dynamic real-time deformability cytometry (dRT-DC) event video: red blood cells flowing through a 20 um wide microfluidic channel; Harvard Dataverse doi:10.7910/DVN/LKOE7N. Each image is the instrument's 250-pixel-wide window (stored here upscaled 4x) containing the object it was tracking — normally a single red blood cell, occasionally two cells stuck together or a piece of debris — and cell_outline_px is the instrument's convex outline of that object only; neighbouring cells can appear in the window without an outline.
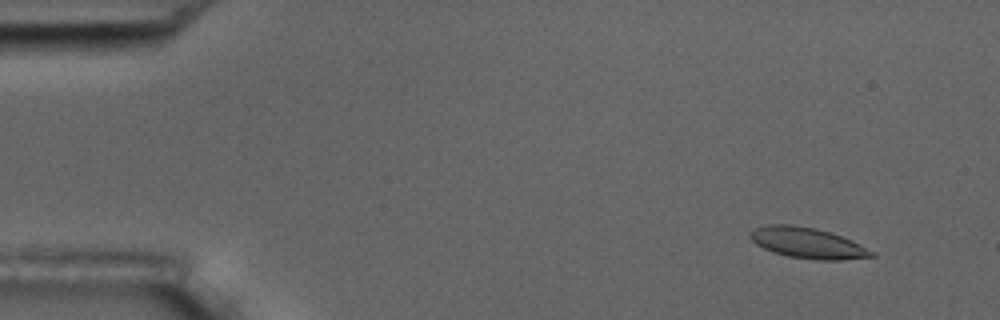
{"species": "common noctule bat (a hibernating species)", "species_latin": "Nyctalus noctula", "temperature_condition": "room temperature", "stored_images_in_passage": 6, "camera_frame_rate_fps": 3000, "um_per_image_px": 0.085, "animal": {"sex": "male", "body_mass_g": 17.5, "forearm_length_mm": 52.3}, "frame": {"image": 1, "passage_image": 1, "time_ms": 0.0, "image_size_px": [1000, 320], "cell_outline_px": [[876, 256], [840, 260], [816, 260], [788, 256], [772, 252], [756, 244], [748, 236], [756, 228], [768, 224], [792, 224], [816, 228], [852, 240], [876, 252]], "centroid_in_image_um": [68.66, 20.66], "position_along_channel_um": 16.3, "area_um2": 21.73}}
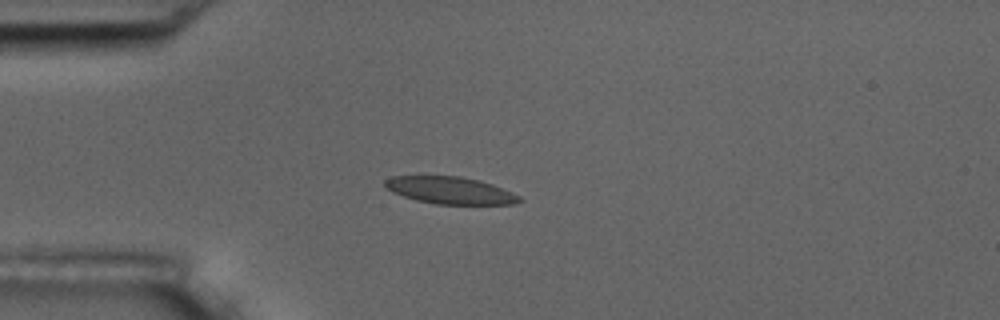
{"frame": {"image": 2, "passage_image": 4, "time_ms": 1.0, "image_size_px": [1000, 320], "cell_outline_px": [[524, 200], [512, 204], [436, 204], [416, 200], [392, 192], [384, 188], [384, 180], [392, 176], [460, 176], [492, 184], [512, 192], [520, 196]], "centroid_in_image_um": [38.24, 16.18], "position_along_channel_um": 46.8, "area_um2": 21.21}}
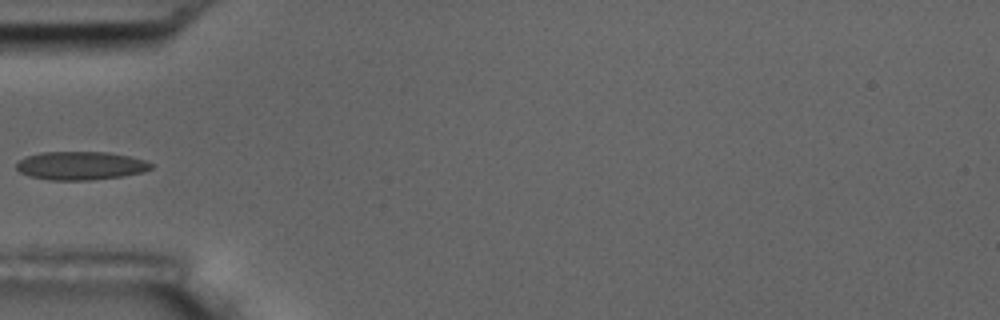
{"frame": {"image": 3, "passage_image": 5, "time_ms": 1.333, "image_size_px": [1000, 320], "cell_outline_px": [[152, 168], [144, 172], [124, 176], [92, 180], [48, 180], [28, 176], [20, 172], [16, 168], [16, 164], [24, 156], [40, 152], [108, 152], [128, 156], [144, 160], [152, 164]], "centroid_in_image_um": [6.83, 14.08], "position_along_channel_um": 78.2, "area_um2": 22.43}}